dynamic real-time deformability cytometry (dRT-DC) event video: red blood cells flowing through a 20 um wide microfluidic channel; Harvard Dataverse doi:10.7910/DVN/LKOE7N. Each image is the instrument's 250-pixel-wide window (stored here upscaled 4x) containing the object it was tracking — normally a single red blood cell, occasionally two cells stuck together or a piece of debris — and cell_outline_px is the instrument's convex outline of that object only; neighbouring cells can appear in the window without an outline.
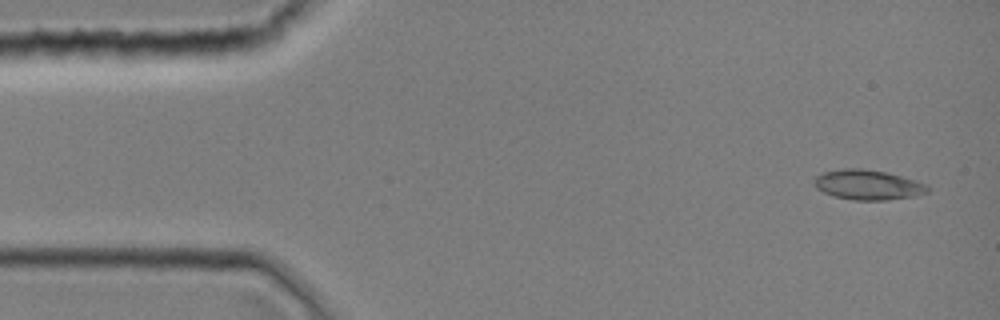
{"species": "common noctule bat (a hibernating species)", "species_latin": "Nyctalus noctula", "temperature_condition": "room temperature", "stored_images_in_passage": 1, "camera_frame_rate_fps": 3000, "um_per_image_px": 0.085, "animal": {"sex": "female", "body_mass_g": 19.0, "forearm_length_mm": 51.5}, "frame": {"image": 1, "passage_image": 1, "time_ms": 0.0, "image_size_px": [1000, 320], "cell_outline_px": [[932, 188], [928, 192], [916, 196], [884, 200], [852, 200], [832, 196], [816, 188], [812, 180], [812, 176], [824, 172], [840, 168], [860, 168], [888, 172], [916, 180], [928, 184]], "centroid_in_image_um": [73.77, 15.7], "position_along_channel_um": 11.2, "area_um2": 20.29}}